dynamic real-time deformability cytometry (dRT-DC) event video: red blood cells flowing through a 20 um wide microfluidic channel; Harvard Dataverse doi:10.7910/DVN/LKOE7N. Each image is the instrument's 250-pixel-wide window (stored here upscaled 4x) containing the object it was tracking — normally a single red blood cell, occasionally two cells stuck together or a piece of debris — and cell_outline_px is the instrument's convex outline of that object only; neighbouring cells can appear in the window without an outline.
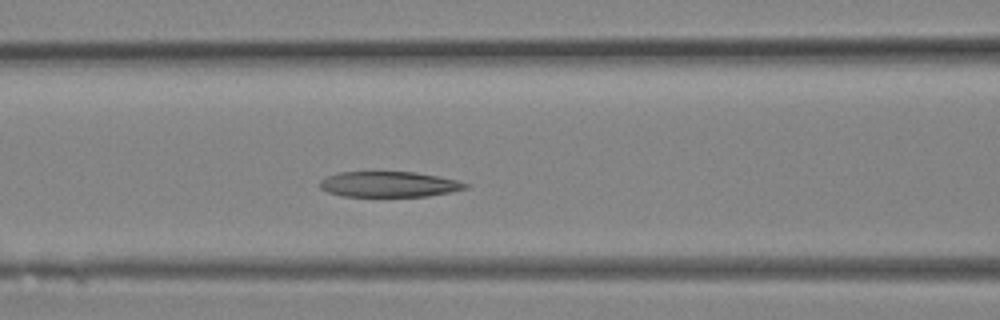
{"species": "Egyptian fruit bat (a non-hibernating species)", "species_latin": "Rousettus aegyptiacus", "temperature_condition": "room temperature", "stored_images_in_passage": 13, "camera_frame_rate_fps": 3000, "um_per_image_px": 0.085, "animal": {"sex": "female"}, "frame": {"image": 1, "passage_image": 10, "time_ms": 3.0, "image_size_px": [1000, 320], "cell_outline_px": [[472, 184], [468, 188], [428, 196], [344, 196], [328, 192], [320, 188], [320, 180], [328, 176], [340, 172], [416, 172], [456, 180]], "centroid_in_image_um": [33.08, 15.66], "position_along_channel_um": 133.5, "area_um2": 21.5}}